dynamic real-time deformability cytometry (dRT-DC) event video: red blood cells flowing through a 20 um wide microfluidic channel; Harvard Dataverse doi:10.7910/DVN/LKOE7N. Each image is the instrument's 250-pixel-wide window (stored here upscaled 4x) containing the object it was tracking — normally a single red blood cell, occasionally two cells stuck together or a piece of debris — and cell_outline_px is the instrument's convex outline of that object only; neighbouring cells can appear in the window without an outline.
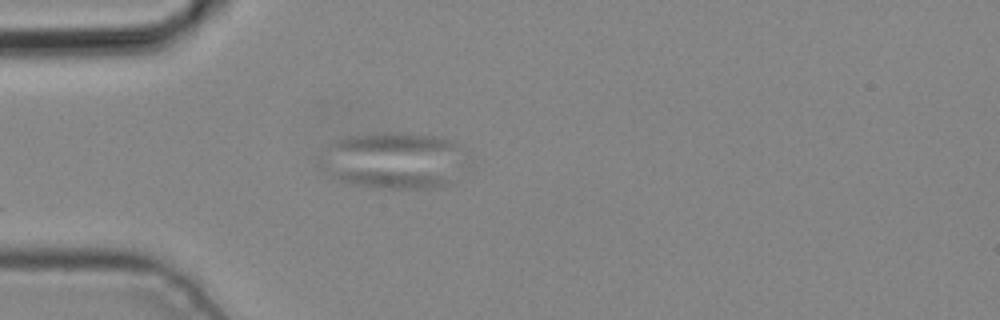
{"species": "common noctule bat (a hibernating species)", "species_latin": "Nyctalus noctula", "temperature_condition": "cold", "stored_images_in_passage": 5, "camera_frame_rate_fps": 3000, "um_per_image_px": 0.085, "animal": {"sex": "male", "body_mass_g": 19.2, "forearm_length_mm": 51.8}, "frame": {"image": 1, "passage_image": 4, "time_ms": 1.0, "image_size_px": [1000, 320], "cell_outline_px": [[452, 184], [432, 188], [380, 188], [356, 184], [332, 176], [328, 172], [408, 172], [436, 176], [448, 180]], "centroid_in_image_um": [33.34, 15.27], "position_along_channel_um": 51.7, "area_um2": 10.69}}